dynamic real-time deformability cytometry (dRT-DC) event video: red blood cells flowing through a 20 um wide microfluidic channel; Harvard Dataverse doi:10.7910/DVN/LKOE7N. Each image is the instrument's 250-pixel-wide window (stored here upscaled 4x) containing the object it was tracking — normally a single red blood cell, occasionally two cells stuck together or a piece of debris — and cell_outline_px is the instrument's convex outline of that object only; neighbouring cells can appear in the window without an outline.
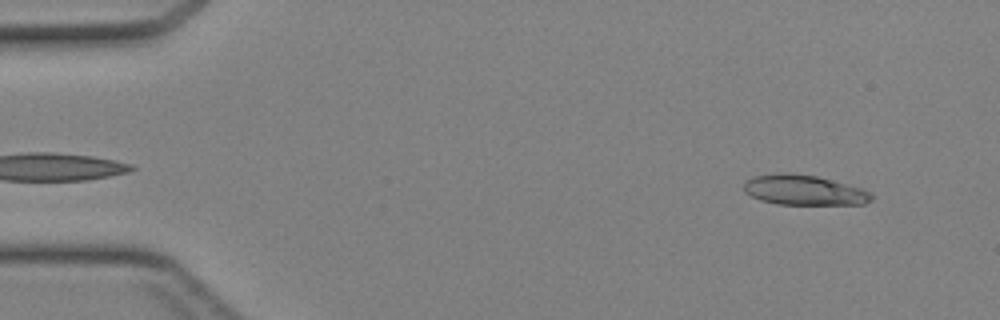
{"species": "Egyptian fruit bat (a non-hibernating species)", "species_latin": "Rousettus aegyptiacus", "temperature_condition": "cold", "stored_images_in_passage": 12, "camera_frame_rate_fps": 3000, "um_per_image_px": 0.085, "animal": {"sex": "female"}, "frame": {"image": 1, "passage_image": 3, "time_ms": 0.667, "image_size_px": [1000, 320], "cell_outline_px": [[872, 200], [864, 204], [776, 204], [760, 200], [744, 192], [744, 184], [752, 176], [776, 172], [788, 172], [816, 176], [860, 188], [872, 192]], "centroid_in_image_um": [68.3, 16.15], "position_along_channel_um": 16.7, "area_um2": 22.37}}